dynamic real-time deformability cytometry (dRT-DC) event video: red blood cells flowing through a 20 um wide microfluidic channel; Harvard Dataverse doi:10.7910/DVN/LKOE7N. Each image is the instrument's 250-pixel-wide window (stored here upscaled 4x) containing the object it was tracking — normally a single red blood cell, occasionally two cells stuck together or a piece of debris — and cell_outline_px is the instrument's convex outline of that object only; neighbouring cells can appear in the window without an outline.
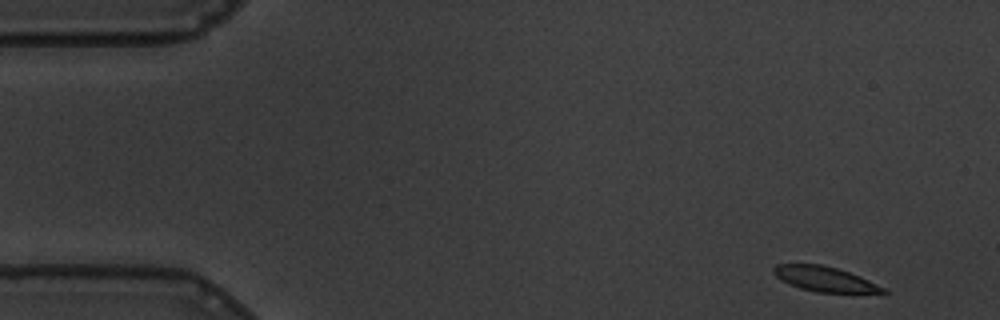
{"species": "common noctule bat (a hibernating species)", "species_latin": "Nyctalus noctula", "temperature_condition": "warm", "stored_images_in_passage": 55, "camera_frame_rate_fps": 3000, "um_per_image_px": 0.085, "animal": {"sex": "male", "body_mass_g": 19.5, "forearm_length_mm": 54.6}, "frame": {"image": 1, "passage_image": 1, "time_ms": 0.0, "image_size_px": [1000, 320], "cell_outline_px": [[888, 292], [816, 292], [800, 288], [788, 284], [776, 276], [772, 272], [772, 268], [776, 264], [820, 264], [836, 268], [860, 276], [884, 288]], "centroid_in_image_um": [70.02, 23.7], "position_along_channel_um": 15.0, "area_um2": 15.61}}
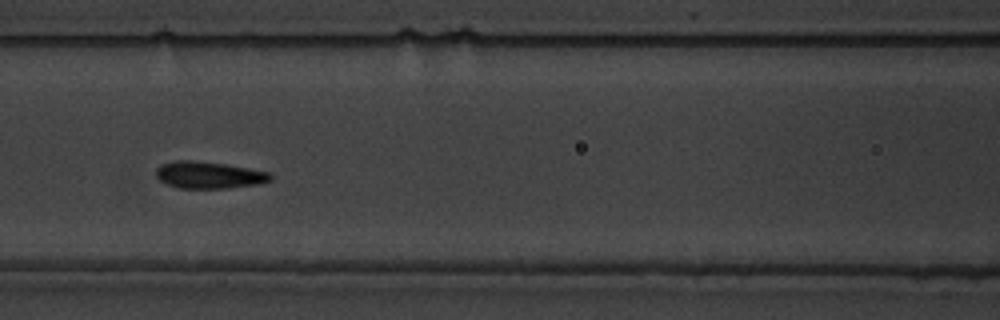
{"frame": {"image": 2, "passage_image": 22, "time_ms": 7.0, "image_size_px": [1000, 320], "cell_outline_px": [[272, 180], [260, 184], [228, 188], [180, 188], [168, 184], [160, 180], [156, 176], [156, 168], [160, 164], [176, 160], [192, 160], [224, 164], [248, 168], [268, 172], [272, 176]], "centroid_in_image_um": [17.75, 14.87], "position_along_channel_um": 148.9, "area_um2": 17.92}}
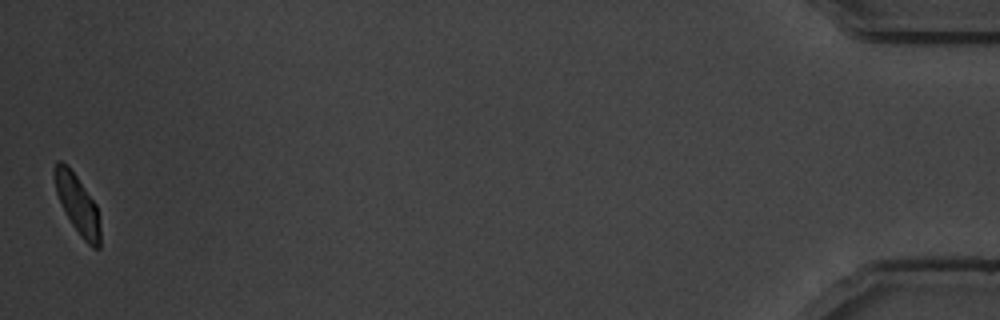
{"frame": {"image": 3, "passage_image": 55, "time_ms": 18.0, "image_size_px": [1000, 320], "cell_outline_px": [[100, 248], [92, 248], [80, 236], [72, 224], [56, 192], [52, 172], [56, 160], [60, 160], [68, 164], [96, 204], [100, 228]], "centroid_in_image_um": [6.57, 17.32], "position_along_channel_um": 428.6, "area_um2": 15.66}, "authors_computed_cell_mechanics": {"area_um2": 17.2244, "velocity_mm_per_s": 3.4181, "shape_relaxation_time_tau1_ms": 4.1044, "shape_relaxation_time_tau2_ms": 1.6522, "deformation_change_tau1": 0.1529, "deformation_change_tau2": 0.0479}}